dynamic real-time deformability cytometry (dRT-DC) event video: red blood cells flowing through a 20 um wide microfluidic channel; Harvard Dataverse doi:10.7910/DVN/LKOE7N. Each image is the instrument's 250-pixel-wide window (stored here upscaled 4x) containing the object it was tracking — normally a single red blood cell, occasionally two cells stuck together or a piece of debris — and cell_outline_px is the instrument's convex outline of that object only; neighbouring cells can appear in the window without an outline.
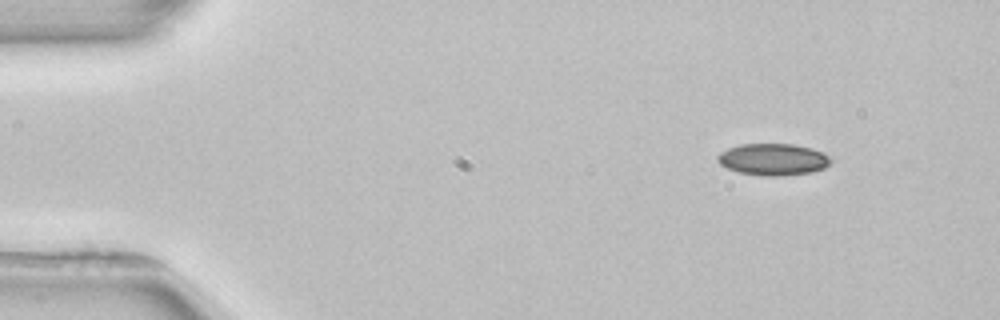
{"species": "common noctule bat (a hibernating species)", "species_latin": "Nyctalus noctula", "temperature_condition": "room temperature", "stored_images_in_passage": 4, "segment_of_instrument_passage": [1, 2], "camera_frame_rate_fps": 3000, "um_per_image_px": 0.085, "animal": {"sex": "female", "body_mass_g": 22.7, "forearm_length_mm": 54.2}, "frame": {"image": 1, "passage_image": 1, "time_ms": 0.0, "image_size_px": [1000, 320], "cell_outline_px": [[832, 160], [824, 168], [812, 172], [776, 176], [768, 176], [740, 172], [728, 168], [720, 164], [716, 160], [716, 156], [720, 152], [728, 148], [740, 144], [792, 144], [812, 148], [828, 156]], "centroid_in_image_um": [65.68, 13.54], "position_along_channel_um": 19.3, "area_um2": 20.75}}